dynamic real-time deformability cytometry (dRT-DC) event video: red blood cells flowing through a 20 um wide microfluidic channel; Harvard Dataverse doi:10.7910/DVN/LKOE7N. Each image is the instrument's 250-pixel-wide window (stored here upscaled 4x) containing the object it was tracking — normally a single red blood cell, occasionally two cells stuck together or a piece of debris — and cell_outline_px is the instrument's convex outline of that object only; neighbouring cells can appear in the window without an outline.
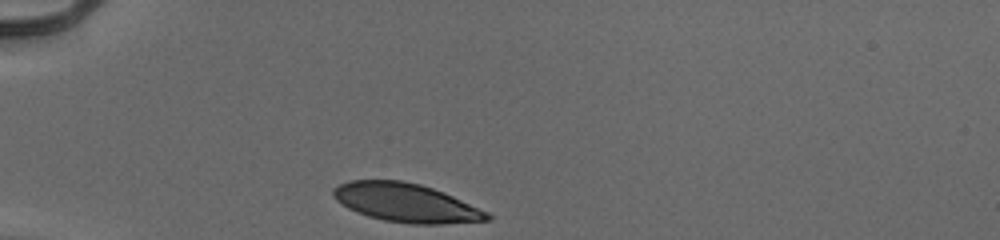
{"species": "human", "species_latin": "Homo sapiens", "temperature_condition": "cold", "stored_images_in_passage": 30, "camera_frame_rate_fps": 3000, "um_per_image_px": 0.085, "donor": {"sex": "male"}, "frame": {"image": 1, "passage_image": 1, "time_ms": 0.0, "image_size_px": [1000, 240], "cell_outline_px": [[492, 220], [444, 224], [412, 224], [384, 220], [368, 216], [356, 212], [348, 208], [336, 200], [332, 196], [332, 188], [340, 184], [352, 180], [400, 180], [420, 184], [444, 192], [488, 212], [492, 216]], "centroid_in_image_um": [34.51, 17.24], "position_along_channel_um": 50.5, "area_um2": 34.74}}
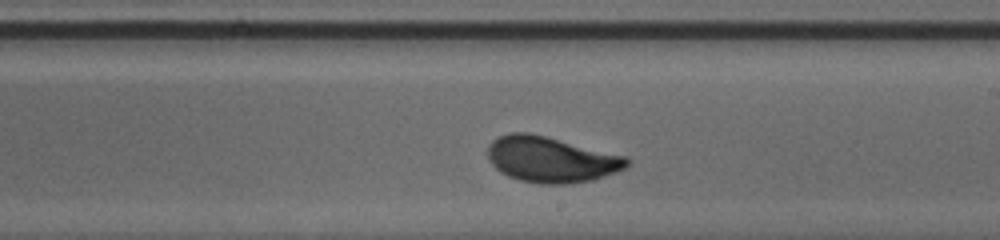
{"frame": {"image": 2, "passage_image": 18, "time_ms": 5.667, "image_size_px": [1000, 240], "cell_outline_px": [[628, 164], [624, 168], [616, 172], [592, 180], [568, 184], [540, 184], [520, 180], [508, 176], [500, 172], [492, 164], [488, 156], [488, 144], [492, 140], [500, 136], [512, 132], [528, 132], [628, 156]], "centroid_in_image_um": [46.83, 13.55], "position_along_channel_um": 242.2, "area_um2": 37.05}}
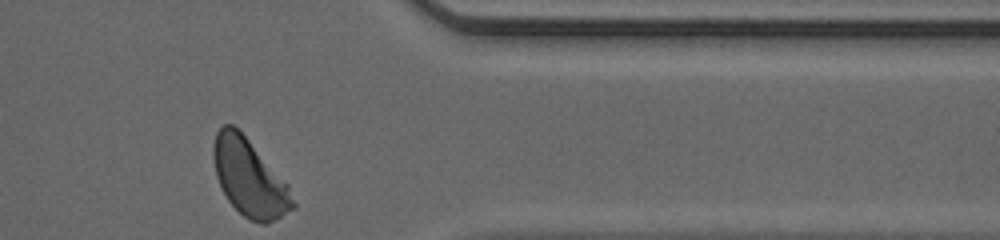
{"frame": {"image": 3, "passage_image": 30, "time_ms": 9.667, "image_size_px": [1000, 240], "cell_outline_px": [[296, 208], [268, 224], [260, 224], [244, 216], [228, 200], [216, 176], [212, 156], [212, 144], [216, 132], [224, 124], [232, 124], [248, 140], [288, 184], [296, 204]], "centroid_in_image_um": [21.2, 15.13], "position_along_channel_um": 390.2, "area_um2": 35.37}, "authors_computed_cell_mechanics": {"area_um2": 36.0672, "velocity_mm_per_s": 3.9137, "shape_relaxation_time_tau1_ms": 2.2202, "shape_relaxation_time_tau2_ms": null, "deformation_change_tau1": 0.1319, "deformation_change_tau2": null}}